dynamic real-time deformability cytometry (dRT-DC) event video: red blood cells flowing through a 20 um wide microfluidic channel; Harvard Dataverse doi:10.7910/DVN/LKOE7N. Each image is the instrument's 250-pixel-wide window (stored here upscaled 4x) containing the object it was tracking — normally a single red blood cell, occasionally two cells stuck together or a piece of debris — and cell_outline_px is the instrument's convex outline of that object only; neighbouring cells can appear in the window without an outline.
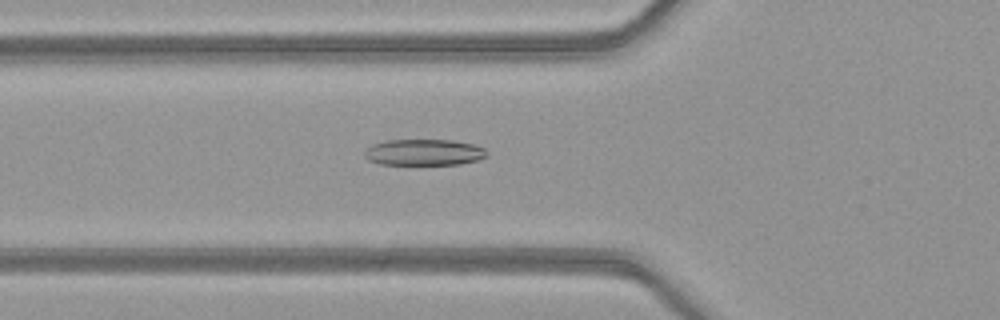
{"species": "common noctule bat (a hibernating species)", "species_latin": "Nyctalus noctula", "temperature_condition": "warm", "stored_images_in_passage": 42, "camera_frame_rate_fps": 3000, "um_per_image_px": 0.085, "animal": {"sex": "female", "body_mass_g": 21.9}, "frame": {"image": 1, "passage_image": 10, "time_ms": 3.0, "image_size_px": [1000, 320], "cell_outline_px": [[488, 156], [480, 160], [460, 164], [380, 164], [368, 160], [364, 156], [364, 152], [372, 144], [388, 140], [452, 140], [472, 144], [484, 148], [488, 152]], "centroid_in_image_um": [36.07, 12.95], "position_along_channel_um": 89.7, "area_um2": 18.73}}
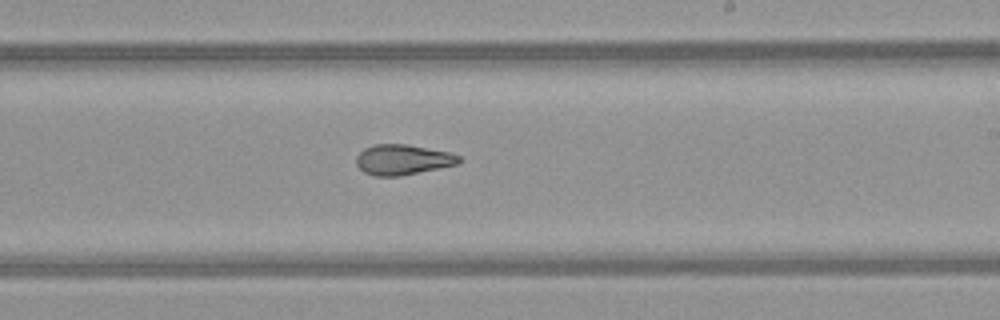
{"frame": {"image": 2, "passage_image": 22, "time_ms": 7.0, "image_size_px": [1000, 320], "cell_outline_px": [[460, 164], [400, 176], [376, 176], [364, 172], [356, 164], [356, 156], [364, 148], [372, 144], [404, 144], [448, 152], [460, 156]], "centroid_in_image_um": [34.22, 13.57], "position_along_channel_um": 254.8, "area_um2": 18.09}}
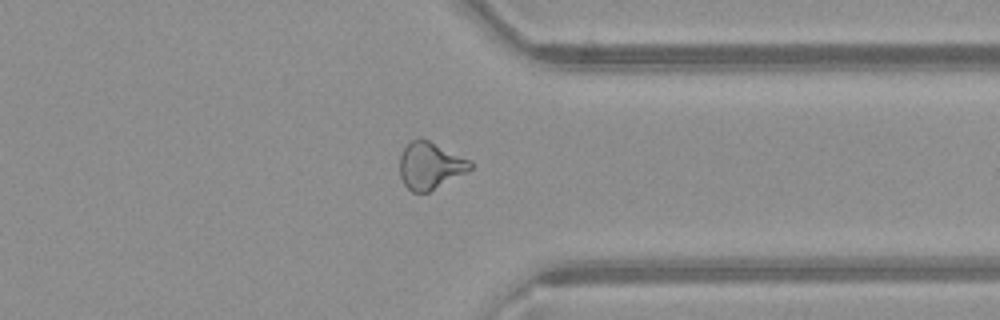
{"frame": {"image": 3, "passage_image": 31, "time_ms": 10.0, "image_size_px": [1000, 320], "cell_outline_px": [[472, 168], [468, 172], [428, 192], [412, 192], [404, 184], [400, 176], [400, 156], [404, 148], [412, 140], [428, 140], [472, 160]], "centroid_in_image_um": [36.59, 14.09], "position_along_channel_um": 374.8, "area_um2": 19.19}, "authors_computed_cell_mechanics": {"area_um2": 19.2474, "velocity_mm_per_s": 4.0945, "shape_relaxation_time_tau1_ms": null, "shape_relaxation_time_tau2_ms": 2.8729, "deformation_change_tau1": null, "deformation_change_tau2": 0.1056}}